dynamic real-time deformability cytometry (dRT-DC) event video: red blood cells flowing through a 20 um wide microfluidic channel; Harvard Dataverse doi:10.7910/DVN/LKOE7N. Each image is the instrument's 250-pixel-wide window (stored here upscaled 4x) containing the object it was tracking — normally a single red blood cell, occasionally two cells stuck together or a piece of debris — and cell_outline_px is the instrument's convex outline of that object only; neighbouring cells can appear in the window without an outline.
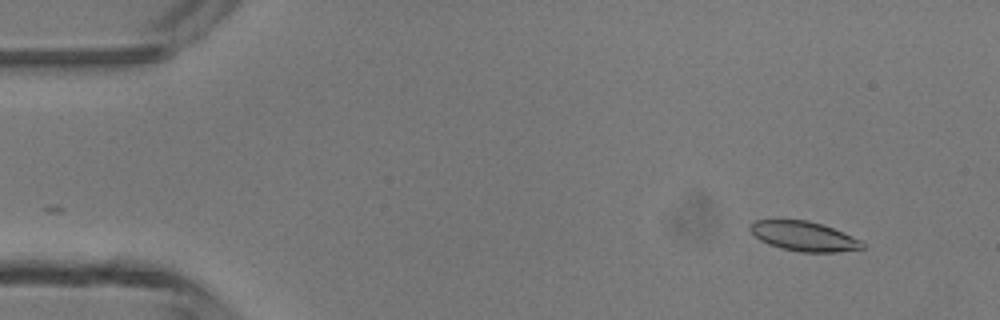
{"species": "common noctule bat (a hibernating species)", "species_latin": "Nyctalus noctula", "temperature_condition": "room temperature", "stored_images_in_passage": 4, "camera_frame_rate_fps": 3000, "um_per_image_px": 0.085, "animal": {"sex": "male", "body_mass_g": 13.3}, "frame": {"image": 1, "passage_image": 1, "time_ms": 0.0, "image_size_px": [1000, 320], "cell_outline_px": [[864, 248], [836, 252], [800, 252], [780, 248], [768, 244], [760, 240], [748, 228], [756, 220], [808, 220], [824, 224], [860, 240], [864, 244]], "centroid_in_image_um": [68.33, 20.08], "position_along_channel_um": 16.7, "area_um2": 19.25}}
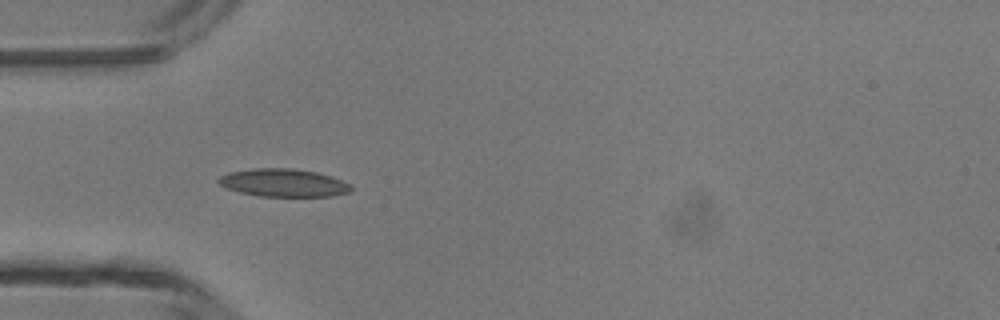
{"frame": {"image": 2, "passage_image": 3, "time_ms": 3.333, "image_size_px": [1000, 320], "cell_outline_px": [[352, 188], [348, 192], [332, 196], [260, 196], [240, 192], [228, 188], [220, 184], [216, 180], [220, 176], [228, 172], [252, 168], [292, 168], [316, 172], [352, 184]], "centroid_in_image_um": [24.07, 15.53], "position_along_channel_um": 60.9, "area_um2": 21.39}}
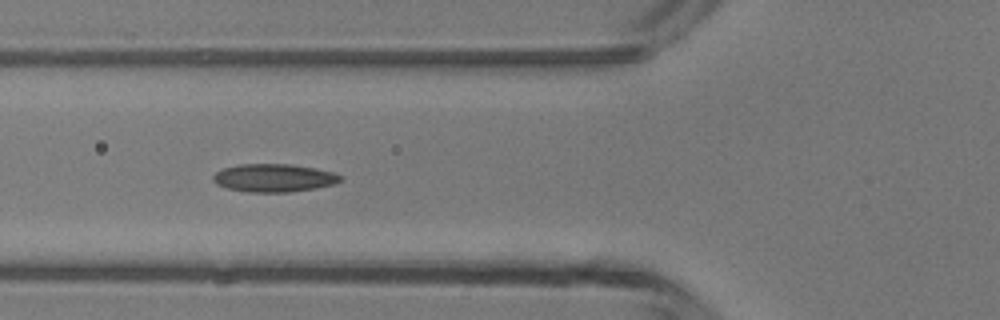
{"frame": {"image": 3, "passage_image": 4, "time_ms": 4.333, "image_size_px": [1000, 320], "cell_outline_px": [[344, 180], [336, 184], [316, 188], [288, 192], [248, 192], [228, 188], [216, 184], [212, 180], [212, 176], [216, 172], [224, 168], [240, 164], [292, 164], [332, 172], [344, 176]], "centroid_in_image_um": [23.31, 15.12], "position_along_channel_um": 102.5, "area_um2": 20.87}}